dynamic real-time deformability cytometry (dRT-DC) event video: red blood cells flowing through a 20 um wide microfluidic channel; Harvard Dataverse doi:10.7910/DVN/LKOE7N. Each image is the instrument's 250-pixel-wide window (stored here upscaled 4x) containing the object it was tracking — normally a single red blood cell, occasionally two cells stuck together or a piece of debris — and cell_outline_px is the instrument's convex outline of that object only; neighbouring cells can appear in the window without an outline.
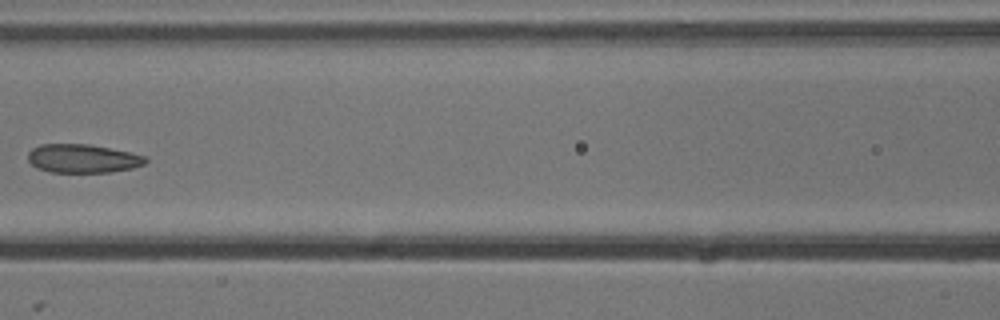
{"species": "common noctule bat (a hibernating species)", "species_latin": "Nyctalus noctula", "temperature_condition": "cold", "stored_images_in_passage": 8, "camera_frame_rate_fps": 3000, "um_per_image_px": 0.085, "animal": {"sex": "male", "body_mass_g": 13.3}, "frame": {"image": 1, "passage_image": 7, "time_ms": 2.0, "image_size_px": [1000, 320], "cell_outline_px": [[148, 160], [144, 164], [132, 168], [108, 172], [48, 172], [36, 168], [28, 160], [28, 152], [32, 148], [40, 144], [88, 144], [148, 156]], "centroid_in_image_um": [7.01, 13.47], "position_along_channel_um": 159.6, "area_um2": 19.59}}
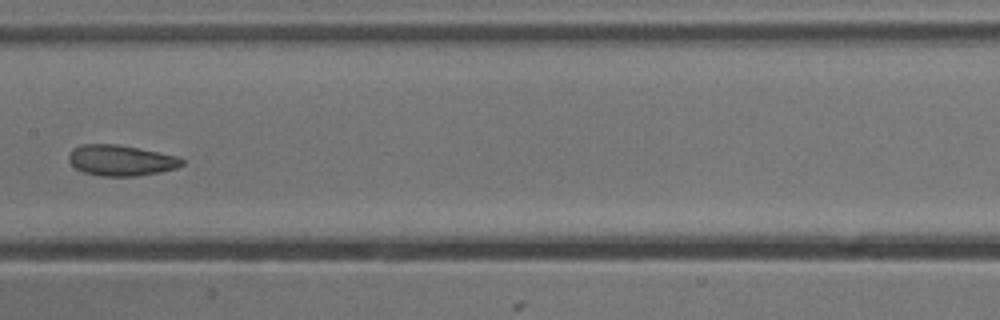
{"frame": {"image": 2, "passage_image": 8, "time_ms": 2.333, "image_size_px": [1000, 320], "cell_outline_px": [[184, 164], [176, 168], [160, 172], [136, 176], [104, 176], [84, 172], [76, 168], [68, 160], [68, 156], [72, 148], [80, 144], [116, 144], [180, 156], [184, 160]], "centroid_in_image_um": [10.29, 13.62], "position_along_channel_um": 197.1, "area_um2": 20.35}}